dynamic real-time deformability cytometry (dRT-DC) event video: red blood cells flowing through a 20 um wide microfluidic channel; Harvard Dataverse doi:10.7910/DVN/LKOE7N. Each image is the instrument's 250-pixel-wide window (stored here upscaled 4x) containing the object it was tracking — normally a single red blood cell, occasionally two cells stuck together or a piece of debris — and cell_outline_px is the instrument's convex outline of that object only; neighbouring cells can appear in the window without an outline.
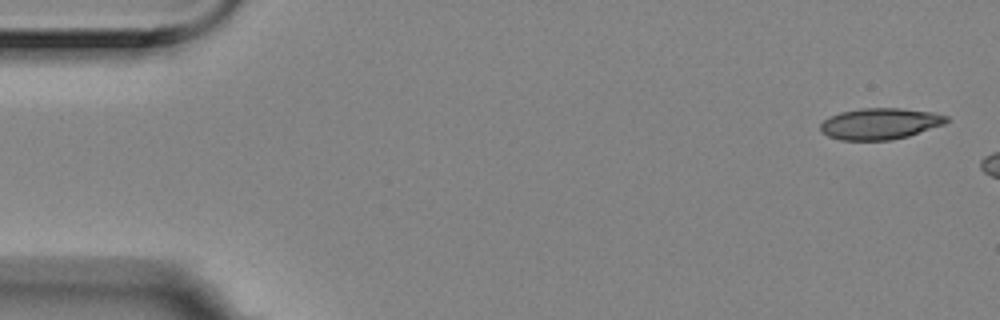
{"species": "Egyptian fruit bat (a non-hibernating species)", "species_latin": "Rousettus aegyptiacus", "temperature_condition": "room temperature", "stored_images_in_passage": 3, "camera_frame_rate_fps": 3000, "um_per_image_px": 0.085, "animal": {"sex": "female"}, "frame": {"image": 1, "passage_image": 1, "time_ms": 0.0, "image_size_px": [1000, 320], "cell_outline_px": [[952, 120], [944, 124], [908, 136], [892, 140], [840, 140], [828, 136], [820, 132], [820, 124], [828, 116], [840, 112], [860, 108], [900, 108], [932, 112], [948, 116]], "centroid_in_image_um": [74.79, 10.51], "position_along_channel_um": 10.2, "area_um2": 23.18}}